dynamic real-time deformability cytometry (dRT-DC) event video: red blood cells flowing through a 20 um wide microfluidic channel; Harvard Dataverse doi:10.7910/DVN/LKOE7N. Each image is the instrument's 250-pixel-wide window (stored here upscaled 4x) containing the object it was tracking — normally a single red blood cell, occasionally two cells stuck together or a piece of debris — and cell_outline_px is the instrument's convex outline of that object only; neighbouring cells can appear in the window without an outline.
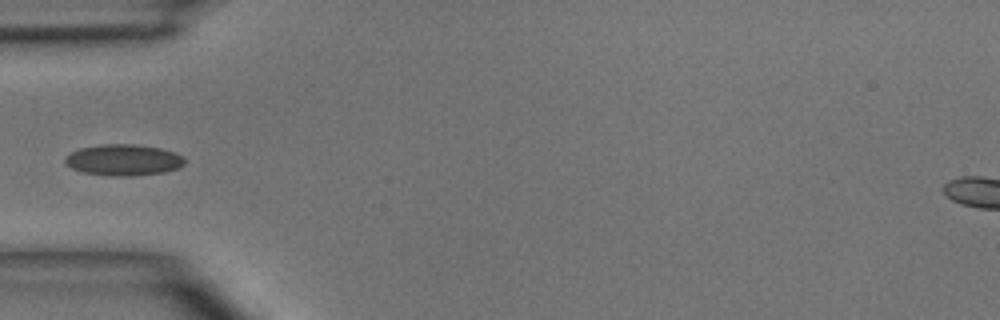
{"species": "common noctule bat (a hibernating species)", "species_latin": "Nyctalus noctula", "temperature_condition": "room temperature", "stored_images_in_passage": 5, "camera_frame_rate_fps": 3000, "um_per_image_px": 0.085, "animal": {"sex": "male", "body_mass_g": 15.6}, "frame": {"image": 1, "passage_image": 5, "time_ms": 4.333, "image_size_px": [1000, 320], "cell_outline_px": [[184, 164], [180, 168], [164, 172], [132, 176], [108, 176], [84, 172], [72, 168], [64, 160], [64, 156], [80, 148], [100, 144], [132, 144], [160, 148], [184, 156]], "centroid_in_image_um": [10.5, 13.6], "position_along_channel_um": 74.5, "area_um2": 21.73}}